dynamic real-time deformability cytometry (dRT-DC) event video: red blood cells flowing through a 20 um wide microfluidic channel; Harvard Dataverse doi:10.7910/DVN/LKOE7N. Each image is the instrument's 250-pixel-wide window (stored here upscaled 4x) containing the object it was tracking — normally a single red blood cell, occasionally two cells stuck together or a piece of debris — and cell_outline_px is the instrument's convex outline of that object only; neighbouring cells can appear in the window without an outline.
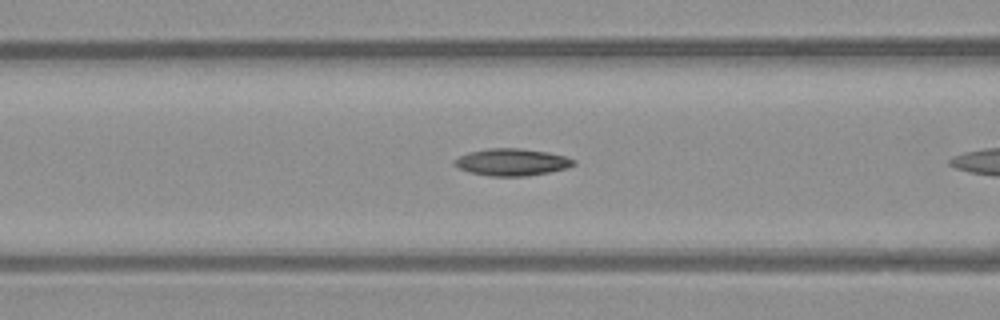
{"species": "common noctule bat (a hibernating species)", "species_latin": "Nyctalus noctula", "temperature_condition": "warm", "stored_images_in_passage": 8, "camera_frame_rate_fps": 3000, "um_per_image_px": 0.085, "animal": {"sex": "male", "body_mass_g": 23.1, "forearm_length_mm": 52.7}, "frame": {"image": 1, "passage_image": 7, "time_ms": 8.667, "image_size_px": [1000, 320], "cell_outline_px": [[576, 164], [568, 168], [548, 172], [524, 176], [488, 176], [472, 172], [460, 168], [452, 164], [460, 156], [468, 152], [488, 148], [520, 148], [548, 152], [564, 156], [576, 160]], "centroid_in_image_um": [43.54, 13.77], "position_along_channel_um": 123.1, "area_um2": 18.67}}